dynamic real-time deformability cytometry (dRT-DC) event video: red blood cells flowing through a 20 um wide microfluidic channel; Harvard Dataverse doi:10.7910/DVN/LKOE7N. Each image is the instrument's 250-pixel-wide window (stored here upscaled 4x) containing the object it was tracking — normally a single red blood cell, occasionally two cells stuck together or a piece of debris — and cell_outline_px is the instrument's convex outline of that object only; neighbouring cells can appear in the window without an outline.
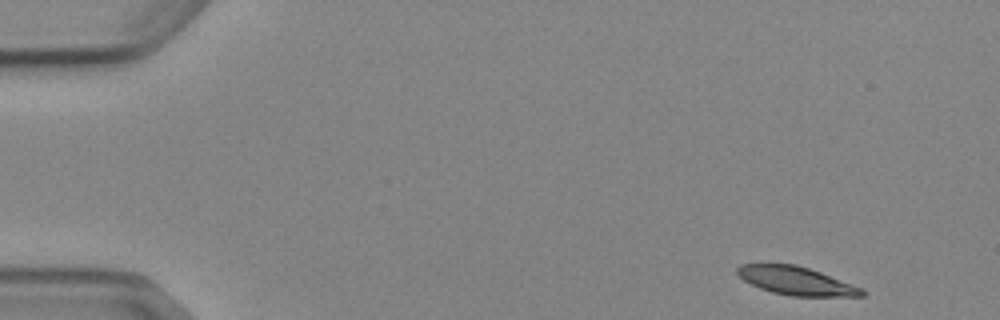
{"species": "Egyptian fruit bat (a non-hibernating species)", "species_latin": "Rousettus aegyptiacus", "temperature_condition": "cold", "stored_images_in_passage": 4, "camera_frame_rate_fps": 3000, "um_per_image_px": 0.085, "animal": {"sex": "female"}, "frame": {"image": 1, "passage_image": 1, "time_ms": 0.0, "image_size_px": [1000, 320], "cell_outline_px": [[864, 296], [788, 296], [772, 292], [760, 288], [744, 280], [736, 272], [736, 268], [740, 264], [796, 264], [820, 272], [864, 288]], "centroid_in_image_um": [67.68, 23.87], "position_along_channel_um": 17.3, "area_um2": 20.46}}
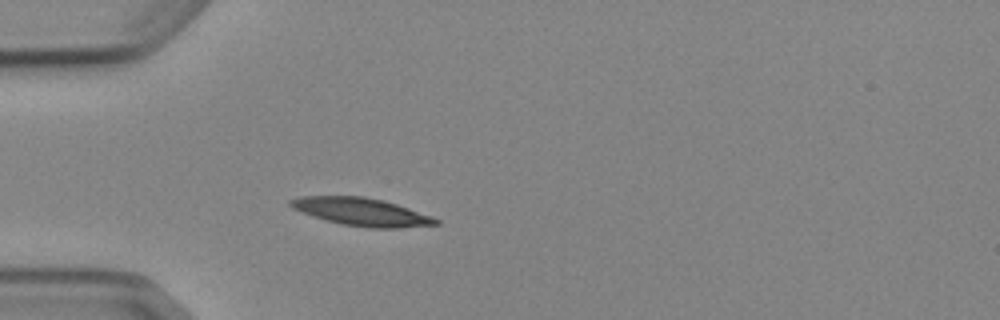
{"frame": {"image": 2, "passage_image": 4, "time_ms": 3.667, "image_size_px": [1000, 320], "cell_outline_px": [[440, 224], [400, 228], [368, 228], [340, 224], [312, 216], [292, 208], [288, 204], [288, 200], [300, 196], [364, 196], [384, 200], [432, 216], [440, 220]], "centroid_in_image_um": [30.72, 18.01], "position_along_channel_um": 54.3, "area_um2": 23.7}}